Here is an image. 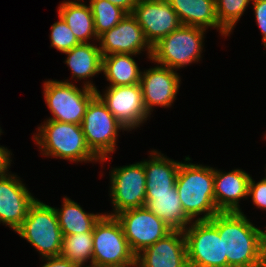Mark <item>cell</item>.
Here are the masks:
<instances>
[{
  "instance_id": "obj_1",
  "label": "cell",
  "mask_w": 266,
  "mask_h": 267,
  "mask_svg": "<svg viewBox=\"0 0 266 267\" xmlns=\"http://www.w3.org/2000/svg\"><path fill=\"white\" fill-rule=\"evenodd\" d=\"M210 221L223 237L227 267H266L262 231L241 212H219Z\"/></svg>"
},
{
  "instance_id": "obj_2",
  "label": "cell",
  "mask_w": 266,
  "mask_h": 267,
  "mask_svg": "<svg viewBox=\"0 0 266 267\" xmlns=\"http://www.w3.org/2000/svg\"><path fill=\"white\" fill-rule=\"evenodd\" d=\"M190 159L185 157V163L181 162L179 166L175 182L178 197L191 221L196 217L198 221L210 220L220 212L214 198V168L188 163Z\"/></svg>"
},
{
  "instance_id": "obj_3",
  "label": "cell",
  "mask_w": 266,
  "mask_h": 267,
  "mask_svg": "<svg viewBox=\"0 0 266 267\" xmlns=\"http://www.w3.org/2000/svg\"><path fill=\"white\" fill-rule=\"evenodd\" d=\"M33 137L39 150L47 157H59L75 163L99 160L88 148L81 125L47 119Z\"/></svg>"
},
{
  "instance_id": "obj_4",
  "label": "cell",
  "mask_w": 266,
  "mask_h": 267,
  "mask_svg": "<svg viewBox=\"0 0 266 267\" xmlns=\"http://www.w3.org/2000/svg\"><path fill=\"white\" fill-rule=\"evenodd\" d=\"M15 232L33 245L41 254V258L60 256L63 234L55 207L46 205L36 198Z\"/></svg>"
},
{
  "instance_id": "obj_5",
  "label": "cell",
  "mask_w": 266,
  "mask_h": 267,
  "mask_svg": "<svg viewBox=\"0 0 266 267\" xmlns=\"http://www.w3.org/2000/svg\"><path fill=\"white\" fill-rule=\"evenodd\" d=\"M132 252L120 221L103 214L93 227V267H135Z\"/></svg>"
},
{
  "instance_id": "obj_6",
  "label": "cell",
  "mask_w": 266,
  "mask_h": 267,
  "mask_svg": "<svg viewBox=\"0 0 266 267\" xmlns=\"http://www.w3.org/2000/svg\"><path fill=\"white\" fill-rule=\"evenodd\" d=\"M44 99L52 113L49 120L81 125L87 106L96 96L91 80L82 89L69 81L48 80L43 83Z\"/></svg>"
},
{
  "instance_id": "obj_7",
  "label": "cell",
  "mask_w": 266,
  "mask_h": 267,
  "mask_svg": "<svg viewBox=\"0 0 266 267\" xmlns=\"http://www.w3.org/2000/svg\"><path fill=\"white\" fill-rule=\"evenodd\" d=\"M205 29L182 25L152 46L150 60L170 69L200 61Z\"/></svg>"
},
{
  "instance_id": "obj_8",
  "label": "cell",
  "mask_w": 266,
  "mask_h": 267,
  "mask_svg": "<svg viewBox=\"0 0 266 267\" xmlns=\"http://www.w3.org/2000/svg\"><path fill=\"white\" fill-rule=\"evenodd\" d=\"M81 126L86 144L99 162L108 160L116 149L119 130H126L97 95L88 104Z\"/></svg>"
},
{
  "instance_id": "obj_9",
  "label": "cell",
  "mask_w": 266,
  "mask_h": 267,
  "mask_svg": "<svg viewBox=\"0 0 266 267\" xmlns=\"http://www.w3.org/2000/svg\"><path fill=\"white\" fill-rule=\"evenodd\" d=\"M184 235L189 267H227L223 237L210 220L192 221Z\"/></svg>"
},
{
  "instance_id": "obj_10",
  "label": "cell",
  "mask_w": 266,
  "mask_h": 267,
  "mask_svg": "<svg viewBox=\"0 0 266 267\" xmlns=\"http://www.w3.org/2000/svg\"><path fill=\"white\" fill-rule=\"evenodd\" d=\"M110 198L116 216L122 211L146 205V173L141 162L112 168L110 174Z\"/></svg>"
},
{
  "instance_id": "obj_11",
  "label": "cell",
  "mask_w": 266,
  "mask_h": 267,
  "mask_svg": "<svg viewBox=\"0 0 266 267\" xmlns=\"http://www.w3.org/2000/svg\"><path fill=\"white\" fill-rule=\"evenodd\" d=\"M116 218L120 221L124 235L135 255L172 231L146 206L122 211Z\"/></svg>"
},
{
  "instance_id": "obj_12",
  "label": "cell",
  "mask_w": 266,
  "mask_h": 267,
  "mask_svg": "<svg viewBox=\"0 0 266 267\" xmlns=\"http://www.w3.org/2000/svg\"><path fill=\"white\" fill-rule=\"evenodd\" d=\"M104 92L102 95L96 90V95L127 131L137 129L150 117L143 102L140 84L107 87Z\"/></svg>"
},
{
  "instance_id": "obj_13",
  "label": "cell",
  "mask_w": 266,
  "mask_h": 267,
  "mask_svg": "<svg viewBox=\"0 0 266 267\" xmlns=\"http://www.w3.org/2000/svg\"><path fill=\"white\" fill-rule=\"evenodd\" d=\"M152 47L182 23L166 0H138L132 13Z\"/></svg>"
},
{
  "instance_id": "obj_14",
  "label": "cell",
  "mask_w": 266,
  "mask_h": 267,
  "mask_svg": "<svg viewBox=\"0 0 266 267\" xmlns=\"http://www.w3.org/2000/svg\"><path fill=\"white\" fill-rule=\"evenodd\" d=\"M98 42L102 57L109 54L136 56L147 50L150 59L152 54V47L147 42L143 29L132 14H127L115 27L101 34Z\"/></svg>"
},
{
  "instance_id": "obj_15",
  "label": "cell",
  "mask_w": 266,
  "mask_h": 267,
  "mask_svg": "<svg viewBox=\"0 0 266 267\" xmlns=\"http://www.w3.org/2000/svg\"><path fill=\"white\" fill-rule=\"evenodd\" d=\"M180 76L176 70L155 66L142 71L140 86L146 110L151 115L154 106L171 107L180 87Z\"/></svg>"
},
{
  "instance_id": "obj_16",
  "label": "cell",
  "mask_w": 266,
  "mask_h": 267,
  "mask_svg": "<svg viewBox=\"0 0 266 267\" xmlns=\"http://www.w3.org/2000/svg\"><path fill=\"white\" fill-rule=\"evenodd\" d=\"M19 177L10 172L0 178V223L16 231L36 200Z\"/></svg>"
},
{
  "instance_id": "obj_17",
  "label": "cell",
  "mask_w": 266,
  "mask_h": 267,
  "mask_svg": "<svg viewBox=\"0 0 266 267\" xmlns=\"http://www.w3.org/2000/svg\"><path fill=\"white\" fill-rule=\"evenodd\" d=\"M135 267H189L184 231L172 230L136 255Z\"/></svg>"
},
{
  "instance_id": "obj_18",
  "label": "cell",
  "mask_w": 266,
  "mask_h": 267,
  "mask_svg": "<svg viewBox=\"0 0 266 267\" xmlns=\"http://www.w3.org/2000/svg\"><path fill=\"white\" fill-rule=\"evenodd\" d=\"M250 177L238 168L228 173L214 168V198L220 212H241L239 200L248 197Z\"/></svg>"
},
{
  "instance_id": "obj_19",
  "label": "cell",
  "mask_w": 266,
  "mask_h": 267,
  "mask_svg": "<svg viewBox=\"0 0 266 267\" xmlns=\"http://www.w3.org/2000/svg\"><path fill=\"white\" fill-rule=\"evenodd\" d=\"M177 13L182 25L207 29L217 28L222 36L229 34L220 26L215 0H166Z\"/></svg>"
},
{
  "instance_id": "obj_20",
  "label": "cell",
  "mask_w": 266,
  "mask_h": 267,
  "mask_svg": "<svg viewBox=\"0 0 266 267\" xmlns=\"http://www.w3.org/2000/svg\"><path fill=\"white\" fill-rule=\"evenodd\" d=\"M172 230L184 231L192 222L184 213L176 186L169 191L146 192V205Z\"/></svg>"
},
{
  "instance_id": "obj_21",
  "label": "cell",
  "mask_w": 266,
  "mask_h": 267,
  "mask_svg": "<svg viewBox=\"0 0 266 267\" xmlns=\"http://www.w3.org/2000/svg\"><path fill=\"white\" fill-rule=\"evenodd\" d=\"M151 159L142 161L146 173V192L169 191L175 187L181 162L152 150Z\"/></svg>"
},
{
  "instance_id": "obj_22",
  "label": "cell",
  "mask_w": 266,
  "mask_h": 267,
  "mask_svg": "<svg viewBox=\"0 0 266 267\" xmlns=\"http://www.w3.org/2000/svg\"><path fill=\"white\" fill-rule=\"evenodd\" d=\"M58 15L66 22L77 41L90 43L93 39L98 41L94 27V18L90 5L82 1H63L58 7Z\"/></svg>"
},
{
  "instance_id": "obj_23",
  "label": "cell",
  "mask_w": 266,
  "mask_h": 267,
  "mask_svg": "<svg viewBox=\"0 0 266 267\" xmlns=\"http://www.w3.org/2000/svg\"><path fill=\"white\" fill-rule=\"evenodd\" d=\"M97 46L94 43H81L64 52L67 55L65 63L71 69L72 78L77 81L87 80L102 73V54Z\"/></svg>"
},
{
  "instance_id": "obj_24",
  "label": "cell",
  "mask_w": 266,
  "mask_h": 267,
  "mask_svg": "<svg viewBox=\"0 0 266 267\" xmlns=\"http://www.w3.org/2000/svg\"><path fill=\"white\" fill-rule=\"evenodd\" d=\"M134 54H109L102 57V72L109 87L140 84L142 71L133 59Z\"/></svg>"
},
{
  "instance_id": "obj_25",
  "label": "cell",
  "mask_w": 266,
  "mask_h": 267,
  "mask_svg": "<svg viewBox=\"0 0 266 267\" xmlns=\"http://www.w3.org/2000/svg\"><path fill=\"white\" fill-rule=\"evenodd\" d=\"M63 236L93 232L95 223L103 214L87 213L75 201L63 198L62 208H55Z\"/></svg>"
},
{
  "instance_id": "obj_26",
  "label": "cell",
  "mask_w": 266,
  "mask_h": 267,
  "mask_svg": "<svg viewBox=\"0 0 266 267\" xmlns=\"http://www.w3.org/2000/svg\"><path fill=\"white\" fill-rule=\"evenodd\" d=\"M60 256L77 266H84L90 260L93 266V232L63 236Z\"/></svg>"
},
{
  "instance_id": "obj_27",
  "label": "cell",
  "mask_w": 266,
  "mask_h": 267,
  "mask_svg": "<svg viewBox=\"0 0 266 267\" xmlns=\"http://www.w3.org/2000/svg\"><path fill=\"white\" fill-rule=\"evenodd\" d=\"M97 37L115 27L127 13L108 0H90Z\"/></svg>"
},
{
  "instance_id": "obj_28",
  "label": "cell",
  "mask_w": 266,
  "mask_h": 267,
  "mask_svg": "<svg viewBox=\"0 0 266 267\" xmlns=\"http://www.w3.org/2000/svg\"><path fill=\"white\" fill-rule=\"evenodd\" d=\"M252 0H215L220 26L230 34Z\"/></svg>"
},
{
  "instance_id": "obj_29",
  "label": "cell",
  "mask_w": 266,
  "mask_h": 267,
  "mask_svg": "<svg viewBox=\"0 0 266 267\" xmlns=\"http://www.w3.org/2000/svg\"><path fill=\"white\" fill-rule=\"evenodd\" d=\"M59 21L55 22L51 26V45L50 47L56 48L58 51L64 53L69 51L73 47L79 45L76 37L68 27L66 22L58 15Z\"/></svg>"
},
{
  "instance_id": "obj_30",
  "label": "cell",
  "mask_w": 266,
  "mask_h": 267,
  "mask_svg": "<svg viewBox=\"0 0 266 267\" xmlns=\"http://www.w3.org/2000/svg\"><path fill=\"white\" fill-rule=\"evenodd\" d=\"M248 196L252 197V202L257 208L266 210V180L255 183L250 177L248 185Z\"/></svg>"
},
{
  "instance_id": "obj_31",
  "label": "cell",
  "mask_w": 266,
  "mask_h": 267,
  "mask_svg": "<svg viewBox=\"0 0 266 267\" xmlns=\"http://www.w3.org/2000/svg\"><path fill=\"white\" fill-rule=\"evenodd\" d=\"M255 19L262 33L263 45L266 48V0H252Z\"/></svg>"
},
{
  "instance_id": "obj_32",
  "label": "cell",
  "mask_w": 266,
  "mask_h": 267,
  "mask_svg": "<svg viewBox=\"0 0 266 267\" xmlns=\"http://www.w3.org/2000/svg\"><path fill=\"white\" fill-rule=\"evenodd\" d=\"M11 155L12 153L5 148L0 146V178L8 174V169L11 165Z\"/></svg>"
},
{
  "instance_id": "obj_33",
  "label": "cell",
  "mask_w": 266,
  "mask_h": 267,
  "mask_svg": "<svg viewBox=\"0 0 266 267\" xmlns=\"http://www.w3.org/2000/svg\"><path fill=\"white\" fill-rule=\"evenodd\" d=\"M43 260L46 262L42 267H77L76 264L66 258H63L62 256L45 257Z\"/></svg>"
},
{
  "instance_id": "obj_34",
  "label": "cell",
  "mask_w": 266,
  "mask_h": 267,
  "mask_svg": "<svg viewBox=\"0 0 266 267\" xmlns=\"http://www.w3.org/2000/svg\"><path fill=\"white\" fill-rule=\"evenodd\" d=\"M111 4L123 9L127 14H131L138 0H108Z\"/></svg>"
},
{
  "instance_id": "obj_35",
  "label": "cell",
  "mask_w": 266,
  "mask_h": 267,
  "mask_svg": "<svg viewBox=\"0 0 266 267\" xmlns=\"http://www.w3.org/2000/svg\"><path fill=\"white\" fill-rule=\"evenodd\" d=\"M262 241H263V260L266 265V230L262 231Z\"/></svg>"
},
{
  "instance_id": "obj_36",
  "label": "cell",
  "mask_w": 266,
  "mask_h": 267,
  "mask_svg": "<svg viewBox=\"0 0 266 267\" xmlns=\"http://www.w3.org/2000/svg\"><path fill=\"white\" fill-rule=\"evenodd\" d=\"M77 267H93V266H90V265H89V266H77Z\"/></svg>"
}]
</instances>
